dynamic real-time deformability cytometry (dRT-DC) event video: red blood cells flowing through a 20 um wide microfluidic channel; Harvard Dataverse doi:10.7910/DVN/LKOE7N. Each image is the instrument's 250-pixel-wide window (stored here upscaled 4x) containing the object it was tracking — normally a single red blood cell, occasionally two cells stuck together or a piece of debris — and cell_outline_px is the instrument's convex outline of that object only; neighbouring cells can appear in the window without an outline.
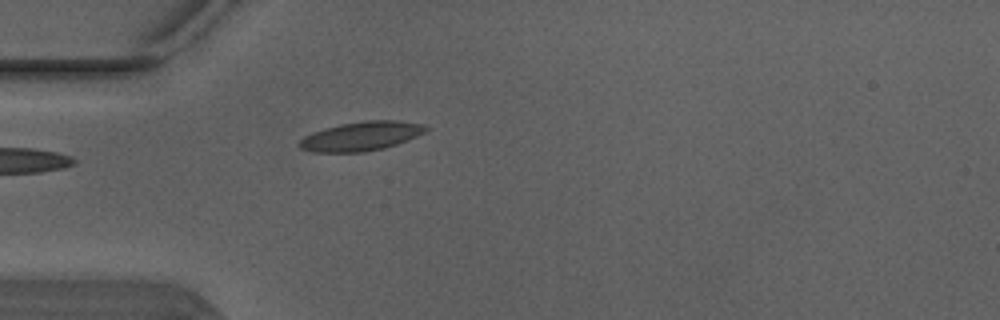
{"species": "Egyptian fruit bat (a non-hibernating species)", "species_latin": "Rousettus aegyptiacus", "temperature_condition": "warm", "stored_images_in_passage": 1, "camera_frame_rate_fps": 3000, "um_per_image_px": 0.085, "animal": {"sex": "male"}, "frame": {"image": 1, "passage_image": 1, "time_ms": 0.0, "image_size_px": [1000, 320], "cell_outline_px": [[428, 128], [424, 132], [408, 140], [384, 148], [364, 152], [312, 152], [300, 148], [296, 144], [304, 136], [312, 132], [324, 128], [340, 124], [364, 120], [396, 120], [424, 124]], "centroid_in_image_um": [30.66, 11.57], "position_along_channel_um": 54.3, "area_um2": 21.56}}